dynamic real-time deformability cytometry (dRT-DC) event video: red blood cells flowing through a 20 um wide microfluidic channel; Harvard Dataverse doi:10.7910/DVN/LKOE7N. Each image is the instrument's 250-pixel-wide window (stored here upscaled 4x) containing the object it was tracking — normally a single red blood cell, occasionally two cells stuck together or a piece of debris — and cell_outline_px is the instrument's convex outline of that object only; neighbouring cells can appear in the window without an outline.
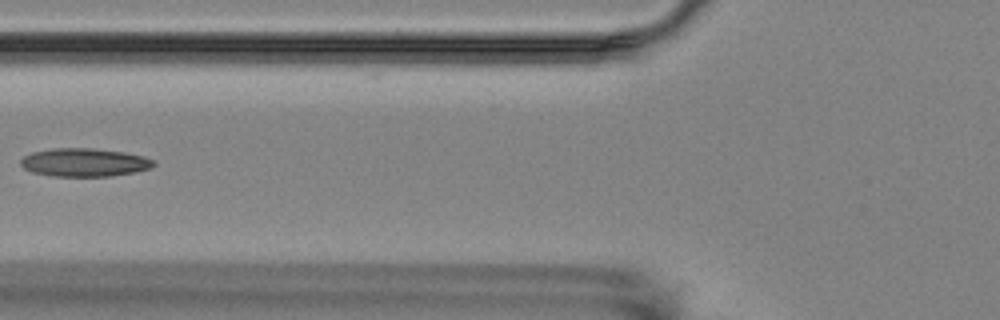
{"species": "Egyptian fruit bat (a non-hibernating species)", "species_latin": "Rousettus aegyptiacus", "temperature_condition": "room temperature", "stored_images_in_passage": 4, "camera_frame_rate_fps": 3000, "um_per_image_px": 0.085, "animal": {"sex": "female"}, "frame": {"image": 1, "passage_image": 3, "time_ms": 2.333, "image_size_px": [1000, 320], "cell_outline_px": [[156, 164], [152, 168], [136, 172], [112, 176], [52, 176], [32, 172], [24, 168], [20, 164], [20, 160], [24, 156], [32, 152], [52, 148], [92, 148], [124, 152], [144, 156], [156, 160]], "centroid_in_image_um": [7.21, 13.8], "position_along_channel_um": 118.6, "area_um2": 22.14}}
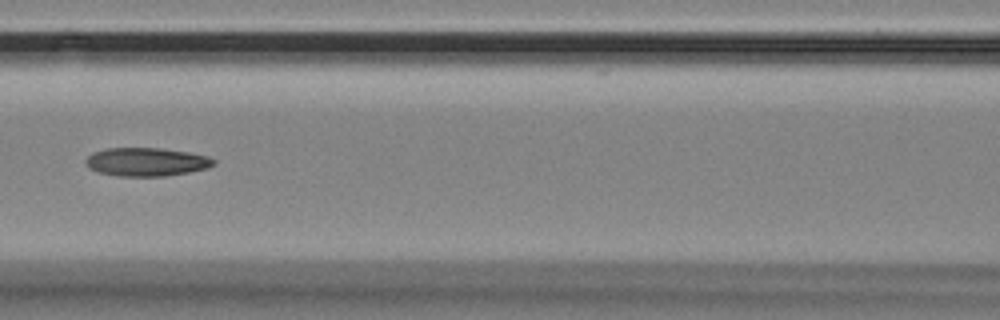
{"frame": {"image": 2, "passage_image": 4, "time_ms": 3.333, "image_size_px": [1000, 320], "cell_outline_px": [[216, 164], [208, 168], [188, 172], [164, 176], [116, 176], [100, 172], [88, 168], [84, 164], [84, 160], [92, 152], [108, 148], [160, 148], [188, 152], [208, 156], [216, 160]], "centroid_in_image_um": [12.43, 13.76], "position_along_channel_um": 154.2, "area_um2": 21.33}}